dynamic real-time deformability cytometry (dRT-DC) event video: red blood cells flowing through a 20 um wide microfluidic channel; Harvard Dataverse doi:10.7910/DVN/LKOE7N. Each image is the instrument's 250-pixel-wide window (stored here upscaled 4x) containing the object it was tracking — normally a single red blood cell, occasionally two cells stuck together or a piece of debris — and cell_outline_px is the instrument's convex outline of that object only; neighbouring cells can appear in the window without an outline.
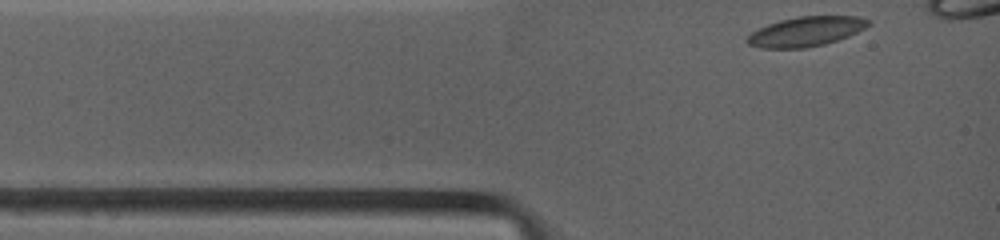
{"species": "common noctule bat (a hibernating species)", "species_latin": "Nyctalus noctula", "temperature_condition": "warm", "stored_images_in_passage": 14, "camera_frame_rate_fps": 4500, "um_per_image_px": 0.085, "animal": {"sex": "female", "body_mass_g": 19.0, "forearm_length_mm": 53.3}, "frame": {"image": 1, "passage_image": 1, "time_ms": 0.0, "image_size_px": [1000, 240], "cell_outline_px": [[868, 24], [864, 28], [848, 36], [824, 44], [804, 48], [760, 48], [748, 44], [744, 40], [752, 32], [768, 24], [780, 20], [800, 16], [860, 16], [868, 20]], "centroid_in_image_um": [68.46, 2.68], "position_along_channel_um": 16.5, "area_um2": 20.69}}
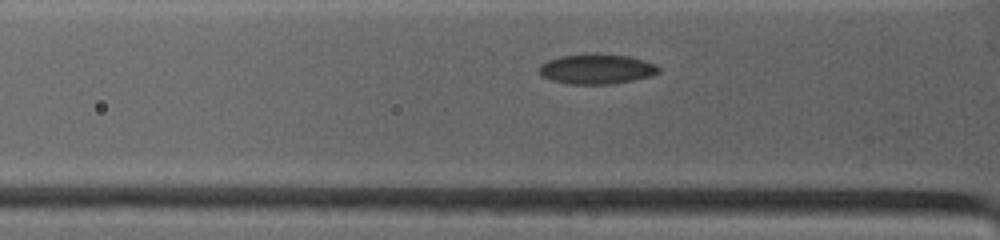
{"frame": {"image": 2, "passage_image": 10, "time_ms": 2.222, "image_size_px": [1000, 240], "cell_outline_px": [[660, 72], [652, 76], [632, 80], [608, 84], [568, 84], [552, 80], [544, 76], [540, 72], [540, 64], [548, 60], [560, 56], [596, 52], [628, 56], [644, 60], [656, 64], [660, 68]], "centroid_in_image_um": [50.75, 5.84], "position_along_channel_um": 75.1, "area_um2": 21.04}}